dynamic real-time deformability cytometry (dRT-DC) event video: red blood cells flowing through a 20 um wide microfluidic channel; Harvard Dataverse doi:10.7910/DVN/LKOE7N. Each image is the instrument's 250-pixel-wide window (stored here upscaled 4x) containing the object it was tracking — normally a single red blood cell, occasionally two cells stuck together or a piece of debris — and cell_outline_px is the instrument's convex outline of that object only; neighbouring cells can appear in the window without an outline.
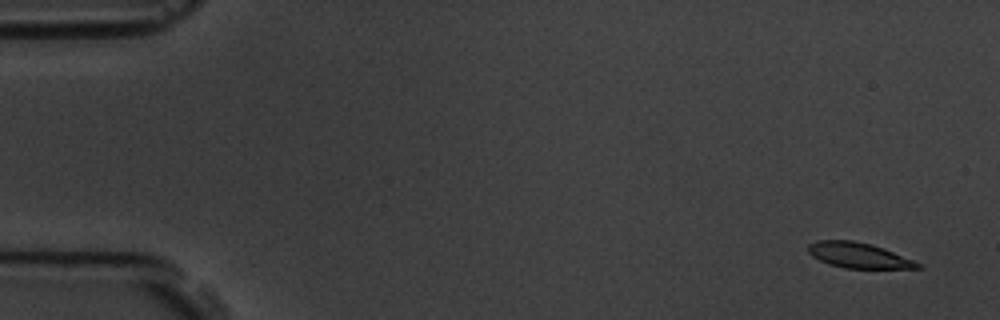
{"species": "common noctule bat (a hibernating species)", "species_latin": "Nyctalus noctula", "temperature_condition": "room temperature", "stored_images_in_passage": 4, "camera_frame_rate_fps": 3000, "um_per_image_px": 0.085, "animal": {"sex": "male", "body_mass_g": 19.5, "forearm_length_mm": 54.6}, "frame": {"image": 1, "passage_image": 1, "time_ms": 0.0, "image_size_px": [1000, 320], "cell_outline_px": [[924, 268], [844, 268], [828, 264], [812, 256], [808, 252], [808, 244], [816, 240], [852, 240], [872, 244], [884, 248], [912, 260], [920, 264]], "centroid_in_image_um": [72.93, 21.69], "position_along_channel_um": 12.1, "area_um2": 16.13}}